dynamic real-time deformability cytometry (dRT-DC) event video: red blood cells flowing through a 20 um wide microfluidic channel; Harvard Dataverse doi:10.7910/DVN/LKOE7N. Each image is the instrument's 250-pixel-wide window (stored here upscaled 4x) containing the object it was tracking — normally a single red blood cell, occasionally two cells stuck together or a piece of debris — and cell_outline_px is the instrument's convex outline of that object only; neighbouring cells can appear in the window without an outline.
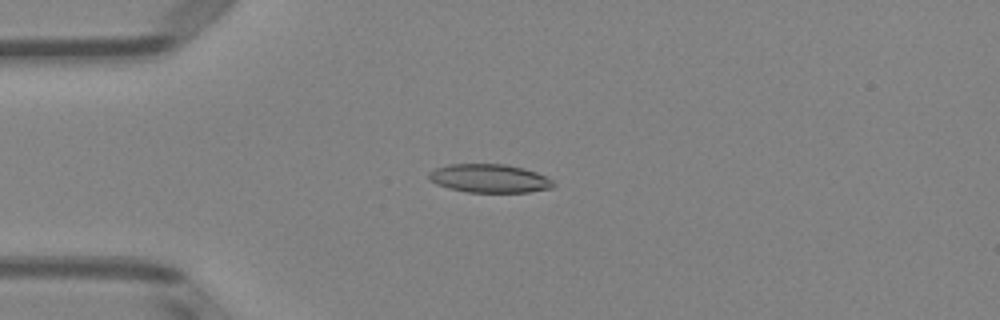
{"species": "Egyptian fruit bat (a non-hibernating species)", "species_latin": "Rousettus aegyptiacus", "temperature_condition": "room temperature", "stored_images_in_passage": 51, "camera_frame_rate_fps": 3000, "um_per_image_px": 0.085, "animal": {"sex": "female"}, "frame": {"image": 1, "passage_image": 13, "time_ms": 4.0, "image_size_px": [1000, 320], "cell_outline_px": [[556, 184], [552, 188], [528, 192], [468, 192], [448, 188], [436, 184], [428, 176], [428, 172], [436, 168], [448, 164], [504, 164], [524, 168], [536, 172], [552, 180]], "centroid_in_image_um": [41.6, 15.16], "position_along_channel_um": 43.4, "area_um2": 20.63}}
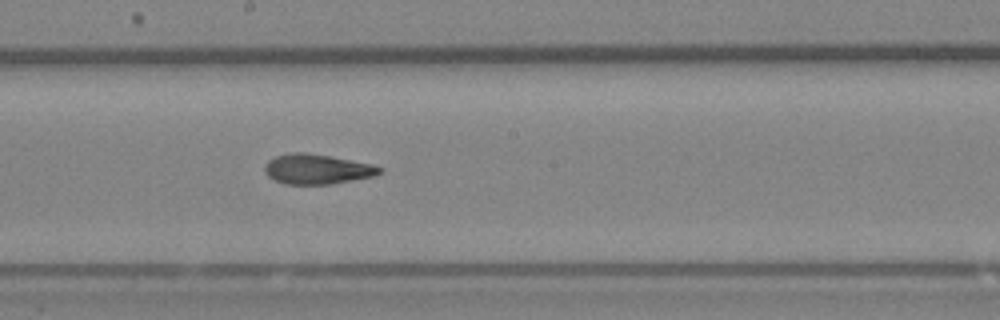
{"frame": {"image": 2, "passage_image": 28, "time_ms": 9.0, "image_size_px": [1000, 320], "cell_outline_px": [[384, 172], [376, 176], [332, 184], [284, 184], [268, 176], [264, 172], [264, 164], [268, 160], [276, 156], [292, 152], [304, 152], [328, 156], [372, 164], [384, 168]], "centroid_in_image_um": [26.97, 14.38], "position_along_channel_um": 221.2, "area_um2": 20.17}}
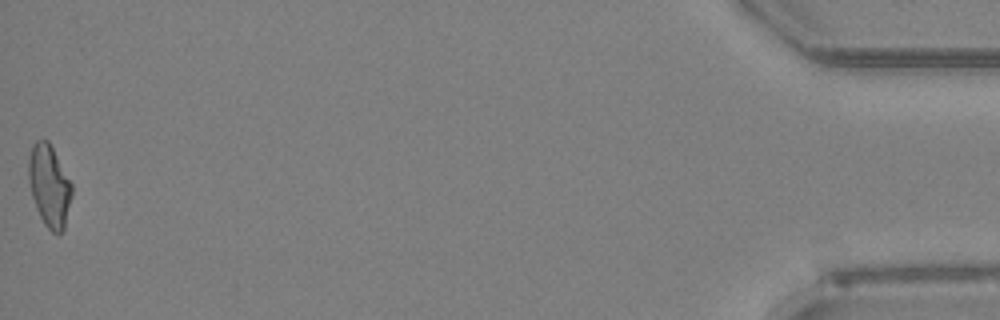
{"frame": {"image": 3, "passage_image": 51, "time_ms": 16.667, "image_size_px": [1000, 320], "cell_outline_px": [[72, 196], [64, 228], [56, 236], [44, 224], [36, 208], [32, 196], [28, 180], [28, 160], [32, 144], [36, 140], [48, 140], [72, 184]], "centroid_in_image_um": [4.18, 15.8], "position_along_channel_um": 431.0, "area_um2": 20.63}, "authors_computed_cell_mechanics": {"area_um2": 20.5768, "velocity_mm_per_s": 4.0019, "shape_relaxation_time_tau1_ms": 8.6093, "shape_relaxation_time_tau2_ms": 2.7513, "deformation_change_tau1": 0.209, "deformation_change_tau2": 0.1126}}